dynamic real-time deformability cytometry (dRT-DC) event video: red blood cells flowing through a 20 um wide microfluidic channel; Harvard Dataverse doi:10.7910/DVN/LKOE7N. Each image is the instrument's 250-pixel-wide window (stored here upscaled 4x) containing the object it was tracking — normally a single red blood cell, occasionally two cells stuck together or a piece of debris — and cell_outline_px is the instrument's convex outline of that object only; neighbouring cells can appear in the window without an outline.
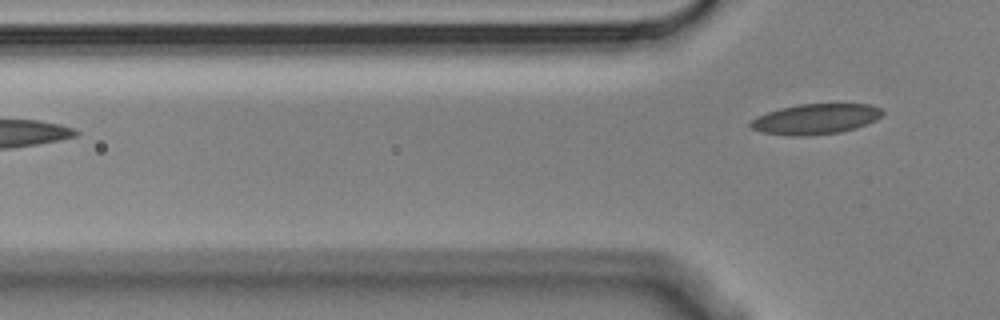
{"species": "Egyptian fruit bat (a non-hibernating species)", "species_latin": "Rousettus aegyptiacus", "temperature_condition": "cold", "stored_images_in_passage": 5, "camera_frame_rate_fps": 3000, "um_per_image_px": 0.085, "animal": {"sex": "male"}, "frame": {"image": 1, "passage_image": 5, "time_ms": 1.333, "image_size_px": [1000, 320], "cell_outline_px": [[884, 112], [876, 120], [856, 128], [840, 132], [804, 136], [792, 136], [760, 132], [752, 128], [748, 124], [756, 116], [780, 108], [800, 104], [868, 104], [880, 108]], "centroid_in_image_um": [69.3, 10.12], "position_along_channel_um": 56.5, "area_um2": 23.29}}